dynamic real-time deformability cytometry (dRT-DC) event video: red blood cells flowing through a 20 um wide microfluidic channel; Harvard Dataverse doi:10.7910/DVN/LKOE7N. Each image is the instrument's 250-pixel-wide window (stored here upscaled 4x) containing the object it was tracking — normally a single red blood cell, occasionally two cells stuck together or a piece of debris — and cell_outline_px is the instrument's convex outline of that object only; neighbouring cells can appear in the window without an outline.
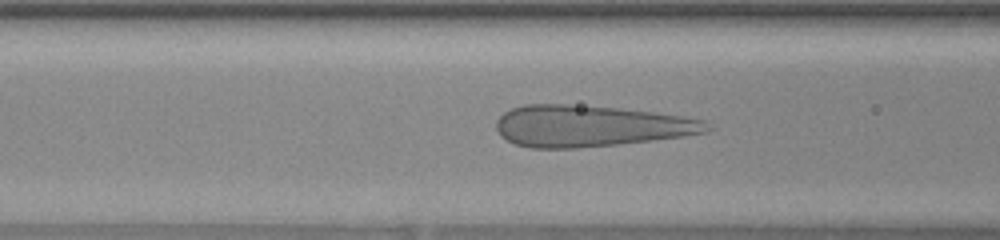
{"species": "human", "species_latin": "Homo sapiens", "temperature_condition": "warm", "stored_images_in_passage": 45, "camera_frame_rate_fps": 3000, "um_per_image_px": 0.085, "donor": {"sex": "female"}, "frame": {"image": 1, "passage_image": 18, "time_ms": 5.667, "image_size_px": [1000, 240], "cell_outline_px": [[704, 132], [680, 136], [648, 140], [612, 144], [572, 148], [532, 148], [516, 144], [508, 140], [496, 128], [496, 124], [500, 116], [504, 112], [512, 108], [528, 104], [560, 104], [612, 108], [648, 112], [676, 116], [700, 120]], "centroid_in_image_um": [49.98, 10.71], "position_along_channel_um": 116.6, "area_um2": 48.73}}
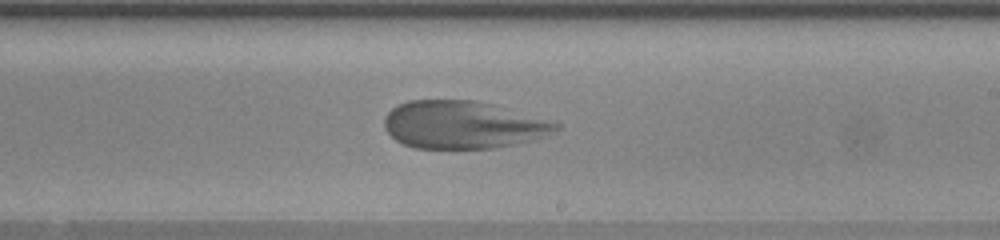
{"frame": {"image": 2, "passage_image": 27, "time_ms": 8.667, "image_size_px": [1000, 240], "cell_outline_px": [[560, 128], [508, 144], [488, 148], [416, 148], [404, 144], [396, 140], [388, 132], [384, 124], [384, 120], [388, 112], [392, 108], [408, 100], [472, 100], [560, 124]], "centroid_in_image_um": [39.15, 10.6], "position_along_channel_um": 249.9, "area_um2": 45.6}}
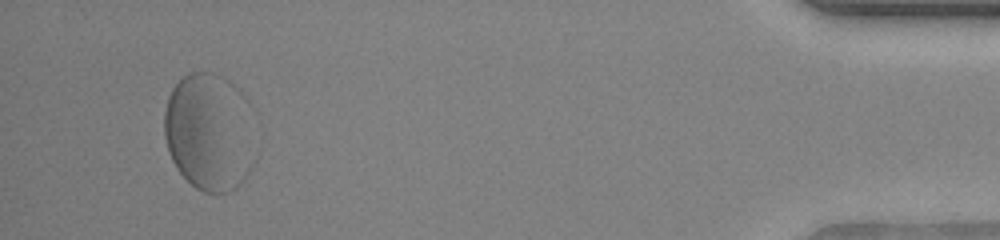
{"frame": {"image": 3, "passage_image": 43, "time_ms": 14.0, "image_size_px": [1000, 240], "cell_outline_px": [[244, 176], [232, 188], [224, 192], [204, 192], [196, 188], [180, 172], [172, 160], [164, 136], [164, 112], [168, 96], [172, 88], [188, 72], [204, 72]], "centroid_in_image_um": [16.98, 11.6], "position_along_channel_um": 418.2, "area_um2": 45.37}}